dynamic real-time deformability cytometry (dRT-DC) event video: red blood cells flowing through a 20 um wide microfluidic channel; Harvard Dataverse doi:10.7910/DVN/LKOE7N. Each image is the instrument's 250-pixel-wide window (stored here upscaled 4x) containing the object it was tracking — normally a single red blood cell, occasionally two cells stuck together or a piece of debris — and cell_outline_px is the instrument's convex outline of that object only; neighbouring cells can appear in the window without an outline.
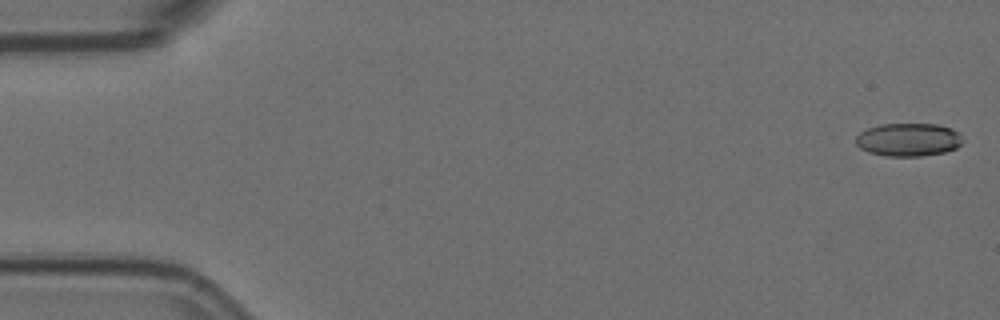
{"species": "Egyptian fruit bat (a non-hibernating species)", "species_latin": "Rousettus aegyptiacus", "temperature_condition": "room temperature", "stored_images_in_passage": 4, "camera_frame_rate_fps": 3000, "um_per_image_px": 0.085, "animal": {"sex": "female"}, "frame": {"image": 1, "passage_image": 1, "time_ms": 0.0, "image_size_px": [1000, 320], "cell_outline_px": [[964, 140], [956, 148], [944, 152], [920, 156], [884, 156], [868, 152], [860, 148], [856, 144], [856, 136], [860, 132], [868, 128], [880, 124], [936, 124], [952, 128]], "centroid_in_image_um": [77.19, 11.87], "position_along_channel_um": 7.8, "area_um2": 20.63}}